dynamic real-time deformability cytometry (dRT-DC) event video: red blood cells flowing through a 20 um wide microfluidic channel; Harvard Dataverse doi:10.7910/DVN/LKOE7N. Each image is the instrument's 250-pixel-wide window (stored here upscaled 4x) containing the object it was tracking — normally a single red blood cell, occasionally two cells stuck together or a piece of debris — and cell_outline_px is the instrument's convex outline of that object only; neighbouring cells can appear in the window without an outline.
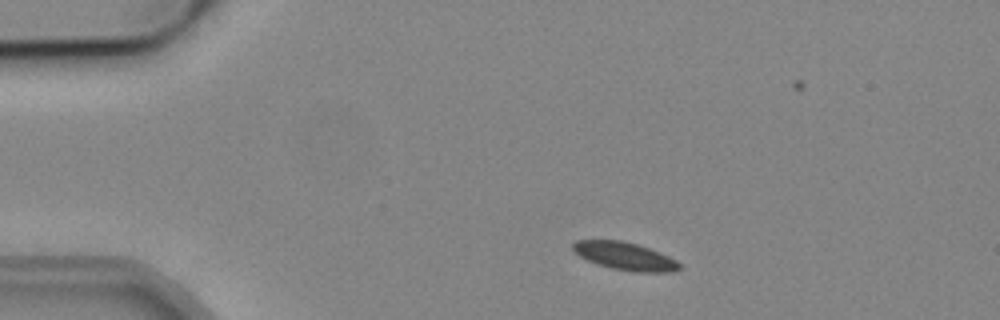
{"species": "common noctule bat (a hibernating species)", "species_latin": "Nyctalus noctula", "temperature_condition": "cold", "stored_images_in_passage": 49, "camera_frame_rate_fps": 3000, "um_per_image_px": 0.085, "animal": {"sex": "male", "body_mass_g": 19.2, "forearm_length_mm": 51.8}, "frame": {"image": 1, "passage_image": 5, "time_ms": 1.333, "image_size_px": [1000, 320], "cell_outline_px": [[680, 268], [672, 272], [636, 272], [612, 268], [588, 260], [580, 256], [572, 248], [572, 244], [576, 240], [620, 240], [636, 244], [660, 252], [676, 260], [680, 264]], "centroid_in_image_um": [53.13, 21.77], "position_along_channel_um": 31.9, "area_um2": 16.99}}
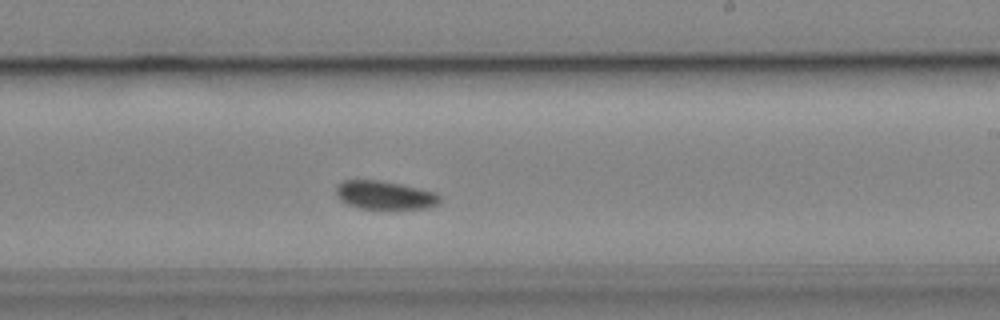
{"frame": {"image": 2, "passage_image": 27, "time_ms": 8.667, "image_size_px": [1000, 320], "cell_outline_px": [[440, 204], [428, 208], [360, 208], [348, 204], [340, 200], [336, 196], [336, 188], [344, 180], [376, 180], [400, 184], [436, 192], [440, 196]], "centroid_in_image_um": [32.72, 16.59], "position_along_channel_um": 256.3, "area_um2": 16.99}}
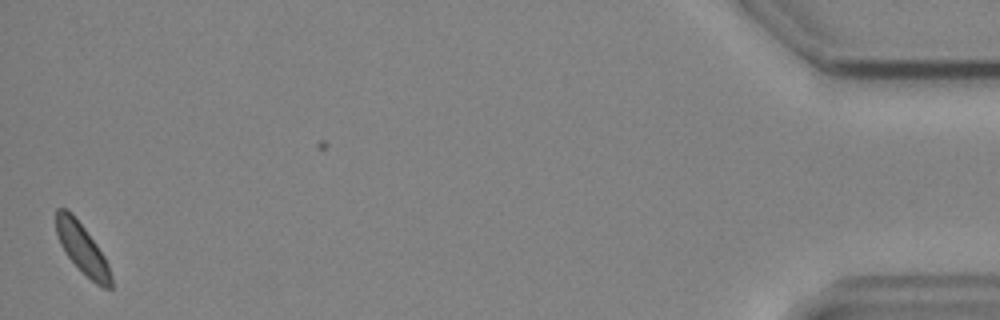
{"frame": {"image": 3, "passage_image": 48, "time_ms": 15.667, "image_size_px": [1000, 320], "cell_outline_px": [[112, 288], [104, 288], [96, 284], [64, 252], [60, 244], [56, 232], [56, 208], [68, 208], [72, 212], [96, 244], [104, 256], [108, 264], [112, 276]], "centroid_in_image_um": [6.98, 21.1], "position_along_channel_um": 428.2, "area_um2": 15.78}}